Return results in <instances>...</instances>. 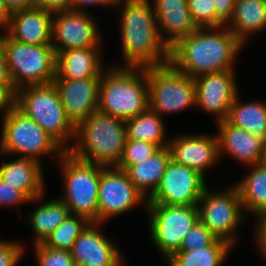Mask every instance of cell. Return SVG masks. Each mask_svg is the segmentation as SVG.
Returning a JSON list of instances; mask_svg holds the SVG:
<instances>
[{"instance_id": "8fae6325", "label": "cell", "mask_w": 266, "mask_h": 266, "mask_svg": "<svg viewBox=\"0 0 266 266\" xmlns=\"http://www.w3.org/2000/svg\"><path fill=\"white\" fill-rule=\"evenodd\" d=\"M197 207L199 220L211 233L235 247L237 228L246 220L237 187L232 184L216 192L206 187Z\"/></svg>"}, {"instance_id": "60d3db41", "label": "cell", "mask_w": 266, "mask_h": 266, "mask_svg": "<svg viewBox=\"0 0 266 266\" xmlns=\"http://www.w3.org/2000/svg\"><path fill=\"white\" fill-rule=\"evenodd\" d=\"M0 85L4 86L13 96L16 94L7 61L0 50Z\"/></svg>"}, {"instance_id": "484cf974", "label": "cell", "mask_w": 266, "mask_h": 266, "mask_svg": "<svg viewBox=\"0 0 266 266\" xmlns=\"http://www.w3.org/2000/svg\"><path fill=\"white\" fill-rule=\"evenodd\" d=\"M250 171L237 181V187L245 214L254 217L266 212V163L249 166Z\"/></svg>"}, {"instance_id": "cb8c5ba5", "label": "cell", "mask_w": 266, "mask_h": 266, "mask_svg": "<svg viewBox=\"0 0 266 266\" xmlns=\"http://www.w3.org/2000/svg\"><path fill=\"white\" fill-rule=\"evenodd\" d=\"M226 26L245 46L251 35L266 30V0H235L233 16Z\"/></svg>"}, {"instance_id": "d590c367", "label": "cell", "mask_w": 266, "mask_h": 266, "mask_svg": "<svg viewBox=\"0 0 266 266\" xmlns=\"http://www.w3.org/2000/svg\"><path fill=\"white\" fill-rule=\"evenodd\" d=\"M44 194L39 196L37 199L29 200L21 191H19L16 187L9 185V183H5L0 178V206H15L17 210H19V205L24 203H34L41 202Z\"/></svg>"}, {"instance_id": "4316f807", "label": "cell", "mask_w": 266, "mask_h": 266, "mask_svg": "<svg viewBox=\"0 0 266 266\" xmlns=\"http://www.w3.org/2000/svg\"><path fill=\"white\" fill-rule=\"evenodd\" d=\"M226 121L266 139V102L249 101L242 103L238 93L233 100Z\"/></svg>"}, {"instance_id": "5bb4252c", "label": "cell", "mask_w": 266, "mask_h": 266, "mask_svg": "<svg viewBox=\"0 0 266 266\" xmlns=\"http://www.w3.org/2000/svg\"><path fill=\"white\" fill-rule=\"evenodd\" d=\"M94 17L87 12L60 11L52 15V47L55 54L70 49L102 47Z\"/></svg>"}, {"instance_id": "f1b7e54d", "label": "cell", "mask_w": 266, "mask_h": 266, "mask_svg": "<svg viewBox=\"0 0 266 266\" xmlns=\"http://www.w3.org/2000/svg\"><path fill=\"white\" fill-rule=\"evenodd\" d=\"M127 140L147 141L159 148L168 147L166 129L162 117L148 108L136 117L125 121Z\"/></svg>"}, {"instance_id": "4dcf8cb0", "label": "cell", "mask_w": 266, "mask_h": 266, "mask_svg": "<svg viewBox=\"0 0 266 266\" xmlns=\"http://www.w3.org/2000/svg\"><path fill=\"white\" fill-rule=\"evenodd\" d=\"M91 222L80 215L70 214L42 242L46 247L71 251L77 237Z\"/></svg>"}, {"instance_id": "ba28073f", "label": "cell", "mask_w": 266, "mask_h": 266, "mask_svg": "<svg viewBox=\"0 0 266 266\" xmlns=\"http://www.w3.org/2000/svg\"><path fill=\"white\" fill-rule=\"evenodd\" d=\"M64 194L59 197L72 215L98 223L100 165L87 163L66 151L59 159Z\"/></svg>"}, {"instance_id": "6da1fadb", "label": "cell", "mask_w": 266, "mask_h": 266, "mask_svg": "<svg viewBox=\"0 0 266 266\" xmlns=\"http://www.w3.org/2000/svg\"><path fill=\"white\" fill-rule=\"evenodd\" d=\"M242 48L245 46L227 26L197 28L170 47L169 63L191 78L234 70Z\"/></svg>"}, {"instance_id": "83f0119b", "label": "cell", "mask_w": 266, "mask_h": 266, "mask_svg": "<svg viewBox=\"0 0 266 266\" xmlns=\"http://www.w3.org/2000/svg\"><path fill=\"white\" fill-rule=\"evenodd\" d=\"M65 203L60 199L41 203L28 214V222L35 232L33 244L42 243L45 238L70 215Z\"/></svg>"}, {"instance_id": "277c9868", "label": "cell", "mask_w": 266, "mask_h": 266, "mask_svg": "<svg viewBox=\"0 0 266 266\" xmlns=\"http://www.w3.org/2000/svg\"><path fill=\"white\" fill-rule=\"evenodd\" d=\"M148 108L147 68L111 65L102 73L99 111L126 121Z\"/></svg>"}, {"instance_id": "1f68e13d", "label": "cell", "mask_w": 266, "mask_h": 266, "mask_svg": "<svg viewBox=\"0 0 266 266\" xmlns=\"http://www.w3.org/2000/svg\"><path fill=\"white\" fill-rule=\"evenodd\" d=\"M159 147L147 141L127 140L124 153L117 168L126 170L129 166L147 160Z\"/></svg>"}, {"instance_id": "f6af8a7d", "label": "cell", "mask_w": 266, "mask_h": 266, "mask_svg": "<svg viewBox=\"0 0 266 266\" xmlns=\"http://www.w3.org/2000/svg\"><path fill=\"white\" fill-rule=\"evenodd\" d=\"M11 12L5 6L4 2L0 0V29L5 32L10 22Z\"/></svg>"}, {"instance_id": "52a82bcc", "label": "cell", "mask_w": 266, "mask_h": 266, "mask_svg": "<svg viewBox=\"0 0 266 266\" xmlns=\"http://www.w3.org/2000/svg\"><path fill=\"white\" fill-rule=\"evenodd\" d=\"M2 51L13 80L14 89L53 83L56 54L52 45H30L1 34Z\"/></svg>"}, {"instance_id": "30bf717a", "label": "cell", "mask_w": 266, "mask_h": 266, "mask_svg": "<svg viewBox=\"0 0 266 266\" xmlns=\"http://www.w3.org/2000/svg\"><path fill=\"white\" fill-rule=\"evenodd\" d=\"M145 210L152 242L167 261L180 250L184 236L199 221L198 207L147 204Z\"/></svg>"}, {"instance_id": "e575fe53", "label": "cell", "mask_w": 266, "mask_h": 266, "mask_svg": "<svg viewBox=\"0 0 266 266\" xmlns=\"http://www.w3.org/2000/svg\"><path fill=\"white\" fill-rule=\"evenodd\" d=\"M217 238L199 220L184 236L180 250L190 251L212 245Z\"/></svg>"}, {"instance_id": "ab89813d", "label": "cell", "mask_w": 266, "mask_h": 266, "mask_svg": "<svg viewBox=\"0 0 266 266\" xmlns=\"http://www.w3.org/2000/svg\"><path fill=\"white\" fill-rule=\"evenodd\" d=\"M119 0H71L70 1V10L71 11H78V12H86L87 8L86 6H107V7H113L117 5ZM85 8V9H84Z\"/></svg>"}, {"instance_id": "9c48e42d", "label": "cell", "mask_w": 266, "mask_h": 266, "mask_svg": "<svg viewBox=\"0 0 266 266\" xmlns=\"http://www.w3.org/2000/svg\"><path fill=\"white\" fill-rule=\"evenodd\" d=\"M149 108L160 117L196 107L194 78L176 70L170 63L147 68Z\"/></svg>"}, {"instance_id": "8d00e7d4", "label": "cell", "mask_w": 266, "mask_h": 266, "mask_svg": "<svg viewBox=\"0 0 266 266\" xmlns=\"http://www.w3.org/2000/svg\"><path fill=\"white\" fill-rule=\"evenodd\" d=\"M24 246L17 241L0 240V266H17L23 257Z\"/></svg>"}, {"instance_id": "bcb514c9", "label": "cell", "mask_w": 266, "mask_h": 266, "mask_svg": "<svg viewBox=\"0 0 266 266\" xmlns=\"http://www.w3.org/2000/svg\"><path fill=\"white\" fill-rule=\"evenodd\" d=\"M264 163H266V144H265V153H264Z\"/></svg>"}, {"instance_id": "836d02e7", "label": "cell", "mask_w": 266, "mask_h": 266, "mask_svg": "<svg viewBox=\"0 0 266 266\" xmlns=\"http://www.w3.org/2000/svg\"><path fill=\"white\" fill-rule=\"evenodd\" d=\"M213 0H188L193 22L198 28L217 27V15Z\"/></svg>"}, {"instance_id": "e0dca14e", "label": "cell", "mask_w": 266, "mask_h": 266, "mask_svg": "<svg viewBox=\"0 0 266 266\" xmlns=\"http://www.w3.org/2000/svg\"><path fill=\"white\" fill-rule=\"evenodd\" d=\"M91 222L77 237L71 250L75 266H123V256L111 238Z\"/></svg>"}, {"instance_id": "b9f144b4", "label": "cell", "mask_w": 266, "mask_h": 266, "mask_svg": "<svg viewBox=\"0 0 266 266\" xmlns=\"http://www.w3.org/2000/svg\"><path fill=\"white\" fill-rule=\"evenodd\" d=\"M71 0H36V6L55 13L70 10Z\"/></svg>"}, {"instance_id": "d4e9b609", "label": "cell", "mask_w": 266, "mask_h": 266, "mask_svg": "<svg viewBox=\"0 0 266 266\" xmlns=\"http://www.w3.org/2000/svg\"><path fill=\"white\" fill-rule=\"evenodd\" d=\"M170 160L168 147H162L147 160L129 166L125 172L134 186L148 199L157 189Z\"/></svg>"}, {"instance_id": "ee69618b", "label": "cell", "mask_w": 266, "mask_h": 266, "mask_svg": "<svg viewBox=\"0 0 266 266\" xmlns=\"http://www.w3.org/2000/svg\"><path fill=\"white\" fill-rule=\"evenodd\" d=\"M10 12L36 6V0H2Z\"/></svg>"}, {"instance_id": "7a4b0ae2", "label": "cell", "mask_w": 266, "mask_h": 266, "mask_svg": "<svg viewBox=\"0 0 266 266\" xmlns=\"http://www.w3.org/2000/svg\"><path fill=\"white\" fill-rule=\"evenodd\" d=\"M123 5V7H122ZM120 40L124 66L148 68L169 63L170 48L162 40L150 0H119Z\"/></svg>"}, {"instance_id": "7402d4cb", "label": "cell", "mask_w": 266, "mask_h": 266, "mask_svg": "<svg viewBox=\"0 0 266 266\" xmlns=\"http://www.w3.org/2000/svg\"><path fill=\"white\" fill-rule=\"evenodd\" d=\"M101 47L64 50L56 54L54 79H85L101 77L107 69L102 64Z\"/></svg>"}, {"instance_id": "ac0fdd59", "label": "cell", "mask_w": 266, "mask_h": 266, "mask_svg": "<svg viewBox=\"0 0 266 266\" xmlns=\"http://www.w3.org/2000/svg\"><path fill=\"white\" fill-rule=\"evenodd\" d=\"M100 81L101 77L53 80L62 106L75 126L98 110Z\"/></svg>"}, {"instance_id": "3957f363", "label": "cell", "mask_w": 266, "mask_h": 266, "mask_svg": "<svg viewBox=\"0 0 266 266\" xmlns=\"http://www.w3.org/2000/svg\"><path fill=\"white\" fill-rule=\"evenodd\" d=\"M126 141L125 121L96 110L76 126L75 143L68 152L87 163L117 167Z\"/></svg>"}, {"instance_id": "7bdbcfd3", "label": "cell", "mask_w": 266, "mask_h": 266, "mask_svg": "<svg viewBox=\"0 0 266 266\" xmlns=\"http://www.w3.org/2000/svg\"><path fill=\"white\" fill-rule=\"evenodd\" d=\"M14 105V96L0 85V113L2 116Z\"/></svg>"}, {"instance_id": "d6986e66", "label": "cell", "mask_w": 266, "mask_h": 266, "mask_svg": "<svg viewBox=\"0 0 266 266\" xmlns=\"http://www.w3.org/2000/svg\"><path fill=\"white\" fill-rule=\"evenodd\" d=\"M219 159L230 155L244 166H254L264 162L266 139L229 124L226 120L217 123Z\"/></svg>"}, {"instance_id": "8992f818", "label": "cell", "mask_w": 266, "mask_h": 266, "mask_svg": "<svg viewBox=\"0 0 266 266\" xmlns=\"http://www.w3.org/2000/svg\"><path fill=\"white\" fill-rule=\"evenodd\" d=\"M2 117L0 155L15 154L20 155V158L42 163L41 158H52L55 155L58 160L66 152L40 125L15 105Z\"/></svg>"}, {"instance_id": "4fadbf2b", "label": "cell", "mask_w": 266, "mask_h": 266, "mask_svg": "<svg viewBox=\"0 0 266 266\" xmlns=\"http://www.w3.org/2000/svg\"><path fill=\"white\" fill-rule=\"evenodd\" d=\"M205 177L198 171L170 160L148 204L197 205L206 186Z\"/></svg>"}, {"instance_id": "2e32d148", "label": "cell", "mask_w": 266, "mask_h": 266, "mask_svg": "<svg viewBox=\"0 0 266 266\" xmlns=\"http://www.w3.org/2000/svg\"><path fill=\"white\" fill-rule=\"evenodd\" d=\"M168 149L171 160L192 168L203 176L220 161L217 134H181L169 141Z\"/></svg>"}, {"instance_id": "ffe728a7", "label": "cell", "mask_w": 266, "mask_h": 266, "mask_svg": "<svg viewBox=\"0 0 266 266\" xmlns=\"http://www.w3.org/2000/svg\"><path fill=\"white\" fill-rule=\"evenodd\" d=\"M52 12L35 6L11 12L5 31L12 39L30 45L52 44Z\"/></svg>"}, {"instance_id": "d6a6232c", "label": "cell", "mask_w": 266, "mask_h": 266, "mask_svg": "<svg viewBox=\"0 0 266 266\" xmlns=\"http://www.w3.org/2000/svg\"><path fill=\"white\" fill-rule=\"evenodd\" d=\"M39 266H75L71 251L33 244Z\"/></svg>"}, {"instance_id": "9a60e30c", "label": "cell", "mask_w": 266, "mask_h": 266, "mask_svg": "<svg viewBox=\"0 0 266 266\" xmlns=\"http://www.w3.org/2000/svg\"><path fill=\"white\" fill-rule=\"evenodd\" d=\"M194 81L196 108L214 114L216 123L225 121L239 93L234 70L201 75Z\"/></svg>"}, {"instance_id": "603a6c76", "label": "cell", "mask_w": 266, "mask_h": 266, "mask_svg": "<svg viewBox=\"0 0 266 266\" xmlns=\"http://www.w3.org/2000/svg\"><path fill=\"white\" fill-rule=\"evenodd\" d=\"M42 163L33 159L20 158L0 165V178L16 187L29 200L37 199L45 193Z\"/></svg>"}, {"instance_id": "74e56055", "label": "cell", "mask_w": 266, "mask_h": 266, "mask_svg": "<svg viewBox=\"0 0 266 266\" xmlns=\"http://www.w3.org/2000/svg\"><path fill=\"white\" fill-rule=\"evenodd\" d=\"M217 15V27L226 26L234 12L235 0H213Z\"/></svg>"}, {"instance_id": "f546056e", "label": "cell", "mask_w": 266, "mask_h": 266, "mask_svg": "<svg viewBox=\"0 0 266 266\" xmlns=\"http://www.w3.org/2000/svg\"><path fill=\"white\" fill-rule=\"evenodd\" d=\"M232 248L228 242L217 239L200 249L179 250L165 262L167 266H222Z\"/></svg>"}, {"instance_id": "7c38bea8", "label": "cell", "mask_w": 266, "mask_h": 266, "mask_svg": "<svg viewBox=\"0 0 266 266\" xmlns=\"http://www.w3.org/2000/svg\"><path fill=\"white\" fill-rule=\"evenodd\" d=\"M139 204H144L145 208L148 200L129 180L124 170L100 166L98 223L104 224Z\"/></svg>"}, {"instance_id": "f35d334b", "label": "cell", "mask_w": 266, "mask_h": 266, "mask_svg": "<svg viewBox=\"0 0 266 266\" xmlns=\"http://www.w3.org/2000/svg\"><path fill=\"white\" fill-rule=\"evenodd\" d=\"M257 223L255 224L256 244L258 245L261 254L266 255V212L256 216Z\"/></svg>"}, {"instance_id": "5b68a950", "label": "cell", "mask_w": 266, "mask_h": 266, "mask_svg": "<svg viewBox=\"0 0 266 266\" xmlns=\"http://www.w3.org/2000/svg\"><path fill=\"white\" fill-rule=\"evenodd\" d=\"M14 105L33 119L65 151L73 144L76 126L68 118L54 83L27 86L16 91Z\"/></svg>"}, {"instance_id": "44dd1931", "label": "cell", "mask_w": 266, "mask_h": 266, "mask_svg": "<svg viewBox=\"0 0 266 266\" xmlns=\"http://www.w3.org/2000/svg\"><path fill=\"white\" fill-rule=\"evenodd\" d=\"M152 5L160 36L169 48L198 28L189 11L188 0H152Z\"/></svg>"}]
</instances>
